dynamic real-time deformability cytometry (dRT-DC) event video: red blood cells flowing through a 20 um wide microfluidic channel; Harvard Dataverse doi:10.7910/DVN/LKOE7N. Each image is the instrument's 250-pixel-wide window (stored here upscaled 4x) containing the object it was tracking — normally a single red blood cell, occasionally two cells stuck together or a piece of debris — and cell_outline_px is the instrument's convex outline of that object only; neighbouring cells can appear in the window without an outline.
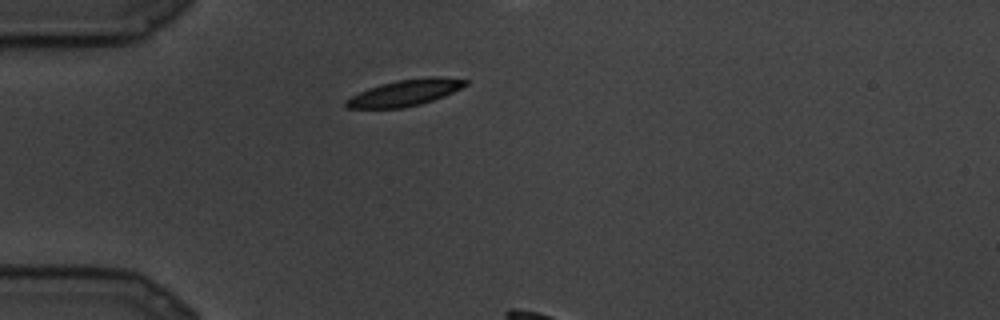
{"species": "common noctule bat (a hibernating species)", "species_latin": "Nyctalus noctula", "temperature_condition": "cold", "stored_images_in_passage": 3, "camera_frame_rate_fps": 3000, "um_per_image_px": 0.085, "animal": {"sex": "male", "body_mass_g": 19.5, "forearm_length_mm": 54.6}, "frame": {"image": 1, "passage_image": 1, "time_ms": 0.0, "image_size_px": [1000, 320], "cell_outline_px": [[468, 84], [444, 96], [420, 104], [404, 108], [348, 108], [344, 104], [344, 100], [368, 88], [380, 84], [396, 80], [428, 76], [440, 76], [468, 80]], "centroid_in_image_um": [34.43, 7.87], "position_along_channel_um": 50.6, "area_um2": 18.32}}